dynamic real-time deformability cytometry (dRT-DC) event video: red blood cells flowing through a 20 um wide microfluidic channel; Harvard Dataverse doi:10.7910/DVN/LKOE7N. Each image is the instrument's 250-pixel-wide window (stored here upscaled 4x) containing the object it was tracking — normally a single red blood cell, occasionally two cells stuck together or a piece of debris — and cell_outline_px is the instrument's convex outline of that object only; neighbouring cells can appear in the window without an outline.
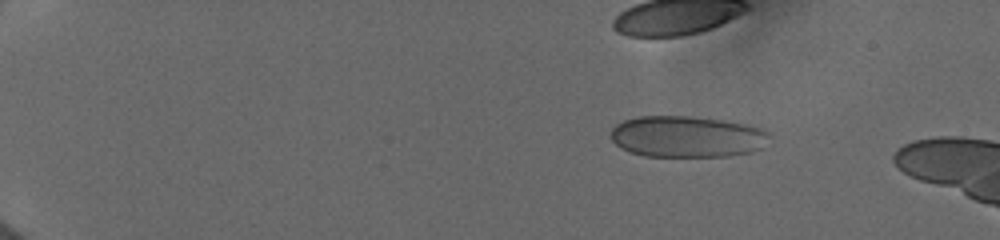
{"species": "human", "species_latin": "Homo sapiens", "temperature_condition": "cold", "stored_images_in_passage": 8, "camera_frame_rate_fps": 3000, "um_per_image_px": 0.085, "donor": {"sex": "female"}, "frame": {"image": 1, "passage_image": 5, "time_ms": 2.333, "image_size_px": [1000, 240], "cell_outline_px": [[768, 136], [760, 148], [752, 152], [728, 156], [644, 156], [628, 152], [620, 148], [608, 136], [612, 128], [616, 124], [624, 120], [640, 116], [688, 116], [724, 120], [764, 128], [768, 132]], "centroid_in_image_um": [58.33, 11.61], "position_along_channel_um": 26.7, "area_um2": 38.38}}